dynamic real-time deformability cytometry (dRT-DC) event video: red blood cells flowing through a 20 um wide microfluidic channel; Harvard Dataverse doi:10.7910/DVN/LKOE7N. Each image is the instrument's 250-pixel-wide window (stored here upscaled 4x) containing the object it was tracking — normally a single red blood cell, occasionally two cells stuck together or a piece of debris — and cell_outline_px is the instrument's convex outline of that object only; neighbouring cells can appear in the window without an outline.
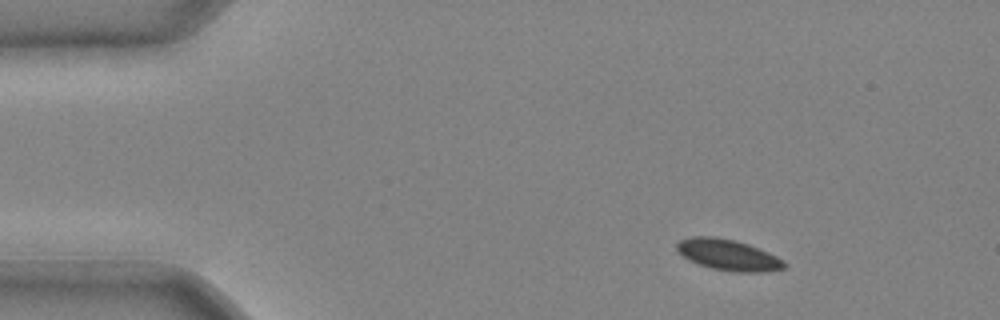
{"species": "common noctule bat (a hibernating species)", "species_latin": "Nyctalus noctula", "temperature_condition": "cold", "stored_images_in_passage": 38, "camera_frame_rate_fps": 3000, "um_per_image_px": 0.085, "animal": {"sex": "male", "body_mass_g": 20.4}, "frame": {"image": 1, "passage_image": 1, "time_ms": 0.0, "image_size_px": [1000, 320], "cell_outline_px": [[788, 264], [784, 268], [764, 272], [736, 272], [712, 268], [688, 260], [676, 252], [676, 244], [680, 240], [692, 236], [716, 236], [736, 240], [748, 244], [768, 252], [784, 260]], "centroid_in_image_um": [61.88, 21.65], "position_along_channel_um": 23.1, "area_um2": 19.59}}
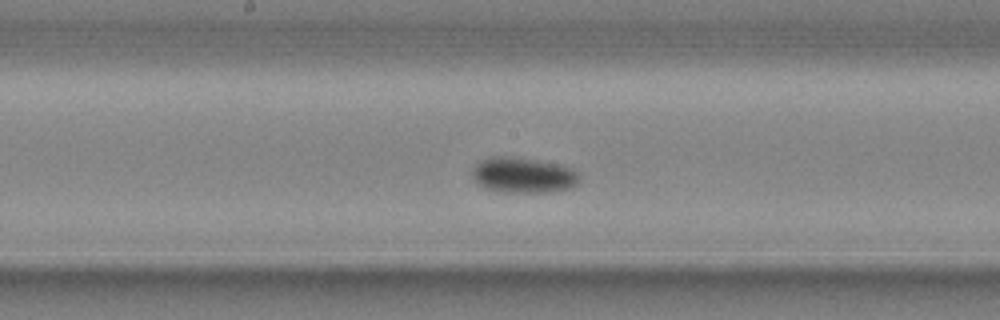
{"frame": {"image": 2, "passage_image": 18, "time_ms": 5.667, "image_size_px": [1000, 320], "cell_outline_px": [[580, 184], [572, 188], [548, 192], [504, 192], [484, 188], [472, 176], [472, 168], [480, 160], [492, 156], [512, 156], [560, 164], [572, 168], [580, 176]], "centroid_in_image_um": [44.51, 14.88], "position_along_channel_um": 203.7, "area_um2": 22.43}}
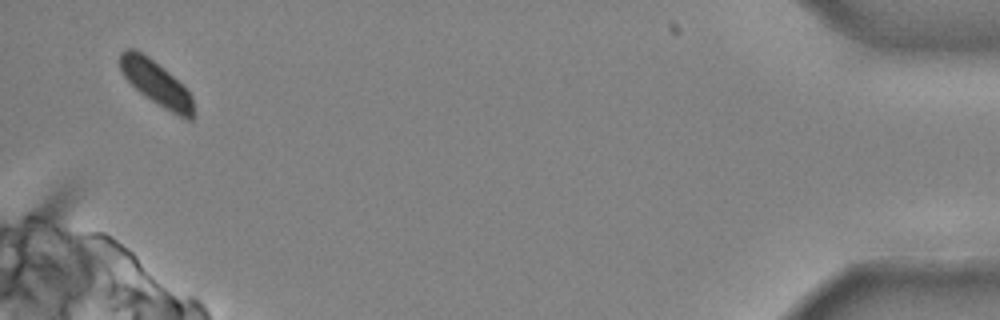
{"frame": {"image": 3, "passage_image": 37, "time_ms": 12.0, "image_size_px": [1000, 320], "cell_outline_px": [[192, 120], [188, 120], [164, 108], [140, 92], [124, 76], [120, 68], [120, 52], [124, 48], [132, 48], [148, 56], [168, 72], [192, 96]], "centroid_in_image_um": [13.23, 7.03], "position_along_channel_um": 422.0, "area_um2": 18.32}}